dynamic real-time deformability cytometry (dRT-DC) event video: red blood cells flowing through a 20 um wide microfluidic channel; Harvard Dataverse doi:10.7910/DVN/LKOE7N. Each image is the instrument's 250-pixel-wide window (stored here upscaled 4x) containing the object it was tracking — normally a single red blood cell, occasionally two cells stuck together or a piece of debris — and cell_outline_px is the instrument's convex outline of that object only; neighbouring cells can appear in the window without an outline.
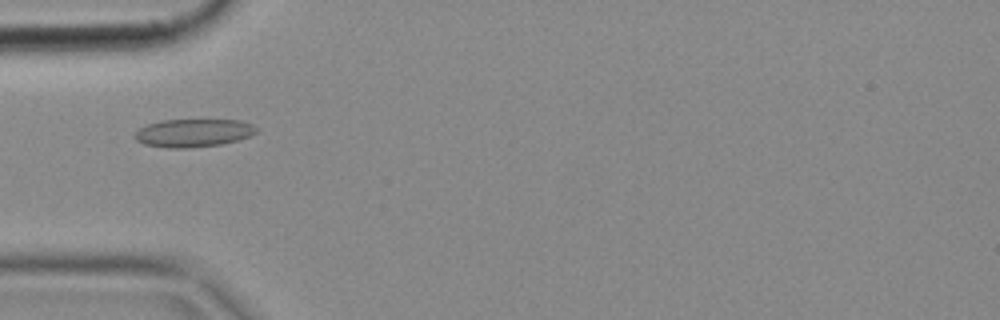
{"species": "common noctule bat (a hibernating species)", "species_latin": "Nyctalus noctula", "temperature_condition": "cold", "stored_images_in_passage": 5, "camera_frame_rate_fps": 3000, "um_per_image_px": 0.085, "animal": {"sex": "female", "body_mass_g": 18.4}, "frame": {"image": 1, "passage_image": 5, "time_ms": 1.333, "image_size_px": [1000, 320], "cell_outline_px": [[256, 132], [248, 136], [224, 144], [188, 148], [168, 148], [144, 144], [136, 140], [132, 136], [140, 128], [148, 124], [160, 120], [240, 120], [252, 124], [256, 128]], "centroid_in_image_um": [16.4, 11.3], "position_along_channel_um": 68.6, "area_um2": 19.83}}